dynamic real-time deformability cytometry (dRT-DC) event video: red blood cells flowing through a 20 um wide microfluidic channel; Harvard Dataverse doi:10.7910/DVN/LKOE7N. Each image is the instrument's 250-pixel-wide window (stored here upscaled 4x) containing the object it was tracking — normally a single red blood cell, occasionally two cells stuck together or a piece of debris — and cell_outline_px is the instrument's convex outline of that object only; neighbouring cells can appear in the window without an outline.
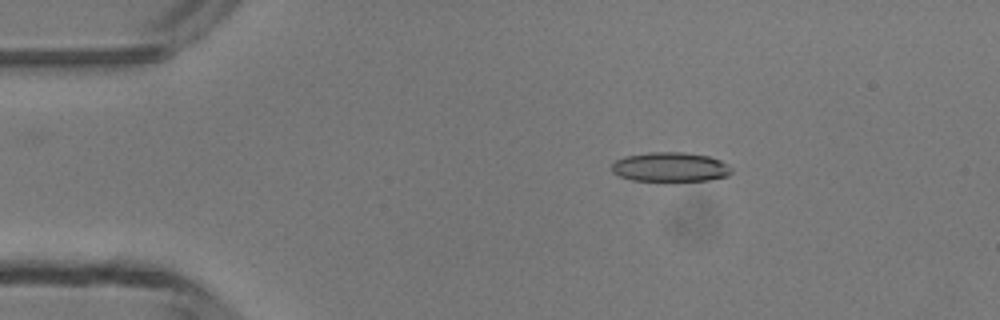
{"species": "common noctule bat (a hibernating species)", "species_latin": "Nyctalus noctula", "temperature_condition": "room temperature", "stored_images_in_passage": 4, "camera_frame_rate_fps": 3000, "um_per_image_px": 0.085, "animal": {"sex": "male", "body_mass_g": 13.3}, "frame": {"image": 1, "passage_image": 1, "time_ms": 0.0, "image_size_px": [1000, 320], "cell_outline_px": [[732, 172], [728, 176], [708, 180], [632, 180], [620, 176], [612, 172], [612, 164], [616, 160], [624, 156], [648, 152], [684, 152], [708, 156], [720, 160], [728, 164], [732, 168]], "centroid_in_image_um": [56.98, 14.18], "position_along_channel_um": 28.0, "area_um2": 20.46}}
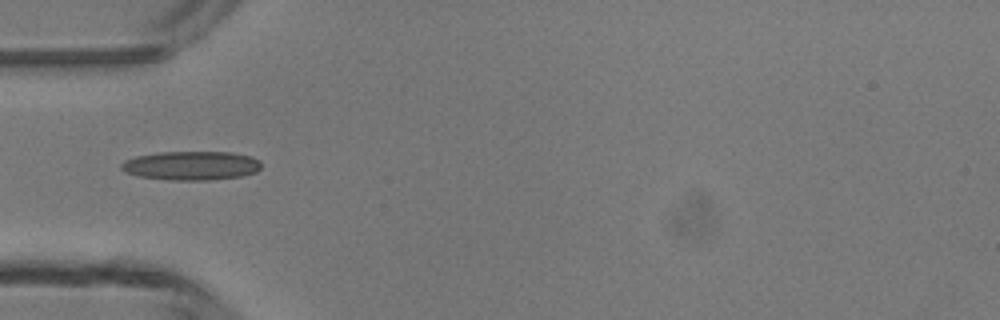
{"frame": {"image": 2, "passage_image": 3, "time_ms": 2.333, "image_size_px": [1000, 320], "cell_outline_px": [[260, 168], [256, 172], [240, 176], [208, 180], [168, 180], [136, 176], [124, 172], [120, 168], [120, 164], [124, 160], [136, 156], [160, 152], [232, 152], [252, 156], [260, 160]], "centroid_in_image_um": [16.22, 14.07], "position_along_channel_um": 68.8, "area_um2": 23.81}}